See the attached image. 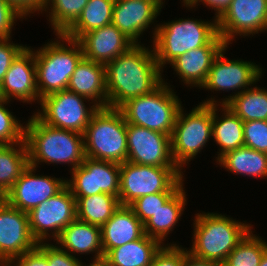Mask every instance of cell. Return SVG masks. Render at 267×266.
Wrapping results in <instances>:
<instances>
[{"label": "cell", "instance_id": "b9f144b4", "mask_svg": "<svg viewBox=\"0 0 267 266\" xmlns=\"http://www.w3.org/2000/svg\"><path fill=\"white\" fill-rule=\"evenodd\" d=\"M24 17L5 0H0V38H11V32L16 19Z\"/></svg>", "mask_w": 267, "mask_h": 266}, {"label": "cell", "instance_id": "f6af8a7d", "mask_svg": "<svg viewBox=\"0 0 267 266\" xmlns=\"http://www.w3.org/2000/svg\"><path fill=\"white\" fill-rule=\"evenodd\" d=\"M183 266H222L219 263L197 258L191 255L186 249V257L184 259Z\"/></svg>", "mask_w": 267, "mask_h": 266}, {"label": "cell", "instance_id": "7a4b0ae2", "mask_svg": "<svg viewBox=\"0 0 267 266\" xmlns=\"http://www.w3.org/2000/svg\"><path fill=\"white\" fill-rule=\"evenodd\" d=\"M24 140L28 150L29 165L69 164L72 171L85 159L83 134L51 127L35 114L25 124Z\"/></svg>", "mask_w": 267, "mask_h": 266}, {"label": "cell", "instance_id": "7dc6e473", "mask_svg": "<svg viewBox=\"0 0 267 266\" xmlns=\"http://www.w3.org/2000/svg\"><path fill=\"white\" fill-rule=\"evenodd\" d=\"M259 266H267V250L264 252Z\"/></svg>", "mask_w": 267, "mask_h": 266}, {"label": "cell", "instance_id": "5b68a950", "mask_svg": "<svg viewBox=\"0 0 267 266\" xmlns=\"http://www.w3.org/2000/svg\"><path fill=\"white\" fill-rule=\"evenodd\" d=\"M60 40L51 41L34 50L37 89L39 99L66 90L70 77L84 58L82 45L78 40L55 34ZM63 43H62V42ZM64 42L66 44H64Z\"/></svg>", "mask_w": 267, "mask_h": 266}, {"label": "cell", "instance_id": "ee69618b", "mask_svg": "<svg viewBox=\"0 0 267 266\" xmlns=\"http://www.w3.org/2000/svg\"><path fill=\"white\" fill-rule=\"evenodd\" d=\"M182 2L183 5L188 8H194L197 4L199 5V3L202 2L203 5L206 4V6H209L214 9V11H216L215 18H218L229 6L231 0H183Z\"/></svg>", "mask_w": 267, "mask_h": 266}, {"label": "cell", "instance_id": "8fae6325", "mask_svg": "<svg viewBox=\"0 0 267 266\" xmlns=\"http://www.w3.org/2000/svg\"><path fill=\"white\" fill-rule=\"evenodd\" d=\"M28 219L37 243H44L50 237L56 240L61 231L77 219L76 199L65 186L55 196L31 209Z\"/></svg>", "mask_w": 267, "mask_h": 266}, {"label": "cell", "instance_id": "836d02e7", "mask_svg": "<svg viewBox=\"0 0 267 266\" xmlns=\"http://www.w3.org/2000/svg\"><path fill=\"white\" fill-rule=\"evenodd\" d=\"M267 243L252 233V229L229 253L222 266H259Z\"/></svg>", "mask_w": 267, "mask_h": 266}, {"label": "cell", "instance_id": "3957f363", "mask_svg": "<svg viewBox=\"0 0 267 266\" xmlns=\"http://www.w3.org/2000/svg\"><path fill=\"white\" fill-rule=\"evenodd\" d=\"M152 37L155 59L161 69L190 50L205 45H227L218 34L217 18L211 22L179 18L157 24Z\"/></svg>", "mask_w": 267, "mask_h": 266}, {"label": "cell", "instance_id": "4316f807", "mask_svg": "<svg viewBox=\"0 0 267 266\" xmlns=\"http://www.w3.org/2000/svg\"><path fill=\"white\" fill-rule=\"evenodd\" d=\"M184 189L182 186L162 208L144 223V233L150 238L158 240L162 245L186 209L187 197Z\"/></svg>", "mask_w": 267, "mask_h": 266}, {"label": "cell", "instance_id": "f1b7e54d", "mask_svg": "<svg viewBox=\"0 0 267 266\" xmlns=\"http://www.w3.org/2000/svg\"><path fill=\"white\" fill-rule=\"evenodd\" d=\"M28 166L25 140L12 145H0V198L5 196Z\"/></svg>", "mask_w": 267, "mask_h": 266}, {"label": "cell", "instance_id": "f546056e", "mask_svg": "<svg viewBox=\"0 0 267 266\" xmlns=\"http://www.w3.org/2000/svg\"><path fill=\"white\" fill-rule=\"evenodd\" d=\"M115 0H89L77 21L64 33L73 40H79L94 29L112 24Z\"/></svg>", "mask_w": 267, "mask_h": 266}, {"label": "cell", "instance_id": "5bb4252c", "mask_svg": "<svg viewBox=\"0 0 267 266\" xmlns=\"http://www.w3.org/2000/svg\"><path fill=\"white\" fill-rule=\"evenodd\" d=\"M217 28L227 45L238 34L245 37L267 31V0H231L217 18Z\"/></svg>", "mask_w": 267, "mask_h": 266}, {"label": "cell", "instance_id": "d590c367", "mask_svg": "<svg viewBox=\"0 0 267 266\" xmlns=\"http://www.w3.org/2000/svg\"><path fill=\"white\" fill-rule=\"evenodd\" d=\"M176 192H157L137 198L129 206L144 224L155 212L162 208Z\"/></svg>", "mask_w": 267, "mask_h": 266}, {"label": "cell", "instance_id": "ac0fdd59", "mask_svg": "<svg viewBox=\"0 0 267 266\" xmlns=\"http://www.w3.org/2000/svg\"><path fill=\"white\" fill-rule=\"evenodd\" d=\"M0 96L7 101L15 98L23 103H31L36 100L40 103L35 56L30 46H26L12 61L4 80L0 84Z\"/></svg>", "mask_w": 267, "mask_h": 266}, {"label": "cell", "instance_id": "e575fe53", "mask_svg": "<svg viewBox=\"0 0 267 266\" xmlns=\"http://www.w3.org/2000/svg\"><path fill=\"white\" fill-rule=\"evenodd\" d=\"M8 103L10 101L0 98V145L24 141L25 126L5 107Z\"/></svg>", "mask_w": 267, "mask_h": 266}, {"label": "cell", "instance_id": "cb8c5ba5", "mask_svg": "<svg viewBox=\"0 0 267 266\" xmlns=\"http://www.w3.org/2000/svg\"><path fill=\"white\" fill-rule=\"evenodd\" d=\"M58 247L72 256L73 253L93 255L94 260L104 258L101 244V227L82 222L78 219L64 228L55 240Z\"/></svg>", "mask_w": 267, "mask_h": 266}, {"label": "cell", "instance_id": "4fadbf2b", "mask_svg": "<svg viewBox=\"0 0 267 266\" xmlns=\"http://www.w3.org/2000/svg\"><path fill=\"white\" fill-rule=\"evenodd\" d=\"M70 173L72 178L66 179V186L74 197L108 193L119 198V163L85 157L84 161Z\"/></svg>", "mask_w": 267, "mask_h": 266}, {"label": "cell", "instance_id": "9c48e42d", "mask_svg": "<svg viewBox=\"0 0 267 266\" xmlns=\"http://www.w3.org/2000/svg\"><path fill=\"white\" fill-rule=\"evenodd\" d=\"M183 172L178 167L120 164V205H130L137 198L157 192H177L183 186Z\"/></svg>", "mask_w": 267, "mask_h": 266}, {"label": "cell", "instance_id": "7c38bea8", "mask_svg": "<svg viewBox=\"0 0 267 266\" xmlns=\"http://www.w3.org/2000/svg\"><path fill=\"white\" fill-rule=\"evenodd\" d=\"M228 45L222 48L212 62L211 69L208 73L205 83L201 88L214 91H238L230 94L228 98H222L221 105H226L237 94L253 86L262 78V68L256 63L243 60H228L225 58V51ZM253 84V85H252ZM238 89V90H237Z\"/></svg>", "mask_w": 267, "mask_h": 266}, {"label": "cell", "instance_id": "d4e9b609", "mask_svg": "<svg viewBox=\"0 0 267 266\" xmlns=\"http://www.w3.org/2000/svg\"><path fill=\"white\" fill-rule=\"evenodd\" d=\"M218 104H213L212 137L219 145L218 160L225 153L244 146L243 121L226 105L221 106V117L217 116Z\"/></svg>", "mask_w": 267, "mask_h": 266}, {"label": "cell", "instance_id": "277c9868", "mask_svg": "<svg viewBox=\"0 0 267 266\" xmlns=\"http://www.w3.org/2000/svg\"><path fill=\"white\" fill-rule=\"evenodd\" d=\"M193 223L192 247L188 252L200 259L223 264L229 253L253 228L224 214L197 213Z\"/></svg>", "mask_w": 267, "mask_h": 266}, {"label": "cell", "instance_id": "6da1fadb", "mask_svg": "<svg viewBox=\"0 0 267 266\" xmlns=\"http://www.w3.org/2000/svg\"><path fill=\"white\" fill-rule=\"evenodd\" d=\"M134 44L105 65L107 107L119 108L129 99L149 94L164 80L154 51Z\"/></svg>", "mask_w": 267, "mask_h": 266}, {"label": "cell", "instance_id": "ffe728a7", "mask_svg": "<svg viewBox=\"0 0 267 266\" xmlns=\"http://www.w3.org/2000/svg\"><path fill=\"white\" fill-rule=\"evenodd\" d=\"M78 41L82 45L84 58L103 65L114 60L134 45L113 24L87 32Z\"/></svg>", "mask_w": 267, "mask_h": 266}, {"label": "cell", "instance_id": "30bf717a", "mask_svg": "<svg viewBox=\"0 0 267 266\" xmlns=\"http://www.w3.org/2000/svg\"><path fill=\"white\" fill-rule=\"evenodd\" d=\"M85 99L75 92L61 90L42 98L41 111L33 114L51 127L84 134L93 114L99 109L95 104L87 108Z\"/></svg>", "mask_w": 267, "mask_h": 266}, {"label": "cell", "instance_id": "e0dca14e", "mask_svg": "<svg viewBox=\"0 0 267 266\" xmlns=\"http://www.w3.org/2000/svg\"><path fill=\"white\" fill-rule=\"evenodd\" d=\"M36 169L29 165L5 194L3 199L10 206L28 213L66 186L63 178L35 175Z\"/></svg>", "mask_w": 267, "mask_h": 266}, {"label": "cell", "instance_id": "bcb514c9", "mask_svg": "<svg viewBox=\"0 0 267 266\" xmlns=\"http://www.w3.org/2000/svg\"><path fill=\"white\" fill-rule=\"evenodd\" d=\"M82 266L84 265L82 264ZM85 266H109V265L104 258H101V259L93 260L92 263H90L89 265H85Z\"/></svg>", "mask_w": 267, "mask_h": 266}, {"label": "cell", "instance_id": "d6a6232c", "mask_svg": "<svg viewBox=\"0 0 267 266\" xmlns=\"http://www.w3.org/2000/svg\"><path fill=\"white\" fill-rule=\"evenodd\" d=\"M88 1L89 0H46L43 11L48 12L49 9V22L52 25V30L56 32L55 34H64L80 17Z\"/></svg>", "mask_w": 267, "mask_h": 266}, {"label": "cell", "instance_id": "1f68e13d", "mask_svg": "<svg viewBox=\"0 0 267 266\" xmlns=\"http://www.w3.org/2000/svg\"><path fill=\"white\" fill-rule=\"evenodd\" d=\"M226 106L243 122L267 120V89L252 87L233 97Z\"/></svg>", "mask_w": 267, "mask_h": 266}, {"label": "cell", "instance_id": "d6986e66", "mask_svg": "<svg viewBox=\"0 0 267 266\" xmlns=\"http://www.w3.org/2000/svg\"><path fill=\"white\" fill-rule=\"evenodd\" d=\"M163 4V1L115 0L112 24L134 44H139L140 35L154 23Z\"/></svg>", "mask_w": 267, "mask_h": 266}, {"label": "cell", "instance_id": "484cf974", "mask_svg": "<svg viewBox=\"0 0 267 266\" xmlns=\"http://www.w3.org/2000/svg\"><path fill=\"white\" fill-rule=\"evenodd\" d=\"M161 243L144 234L140 239L111 249L104 259L109 266H151Z\"/></svg>", "mask_w": 267, "mask_h": 266}, {"label": "cell", "instance_id": "83f0119b", "mask_svg": "<svg viewBox=\"0 0 267 266\" xmlns=\"http://www.w3.org/2000/svg\"><path fill=\"white\" fill-rule=\"evenodd\" d=\"M217 162L236 175L267 178V154L245 146L225 153Z\"/></svg>", "mask_w": 267, "mask_h": 266}, {"label": "cell", "instance_id": "74e56055", "mask_svg": "<svg viewBox=\"0 0 267 266\" xmlns=\"http://www.w3.org/2000/svg\"><path fill=\"white\" fill-rule=\"evenodd\" d=\"M186 249L177 244H163L154 254L151 266H183Z\"/></svg>", "mask_w": 267, "mask_h": 266}, {"label": "cell", "instance_id": "44dd1931", "mask_svg": "<svg viewBox=\"0 0 267 266\" xmlns=\"http://www.w3.org/2000/svg\"><path fill=\"white\" fill-rule=\"evenodd\" d=\"M67 90L83 96L99 108L107 107L105 65L83 58L70 77Z\"/></svg>", "mask_w": 267, "mask_h": 266}, {"label": "cell", "instance_id": "f35d334b", "mask_svg": "<svg viewBox=\"0 0 267 266\" xmlns=\"http://www.w3.org/2000/svg\"><path fill=\"white\" fill-rule=\"evenodd\" d=\"M11 38H0V84L9 70L12 61L26 47L11 42Z\"/></svg>", "mask_w": 267, "mask_h": 266}, {"label": "cell", "instance_id": "603a6c76", "mask_svg": "<svg viewBox=\"0 0 267 266\" xmlns=\"http://www.w3.org/2000/svg\"><path fill=\"white\" fill-rule=\"evenodd\" d=\"M226 45H205L190 50L173 60L170 65L174 68L178 78L188 86L201 88L205 83L212 62Z\"/></svg>", "mask_w": 267, "mask_h": 266}, {"label": "cell", "instance_id": "8d00e7d4", "mask_svg": "<svg viewBox=\"0 0 267 266\" xmlns=\"http://www.w3.org/2000/svg\"><path fill=\"white\" fill-rule=\"evenodd\" d=\"M244 146L267 154V120L243 123Z\"/></svg>", "mask_w": 267, "mask_h": 266}, {"label": "cell", "instance_id": "ab89813d", "mask_svg": "<svg viewBox=\"0 0 267 266\" xmlns=\"http://www.w3.org/2000/svg\"><path fill=\"white\" fill-rule=\"evenodd\" d=\"M7 266H49L45 256V243H38L35 248L14 258Z\"/></svg>", "mask_w": 267, "mask_h": 266}, {"label": "cell", "instance_id": "7402d4cb", "mask_svg": "<svg viewBox=\"0 0 267 266\" xmlns=\"http://www.w3.org/2000/svg\"><path fill=\"white\" fill-rule=\"evenodd\" d=\"M144 224L129 205H120L112 217L101 227V244L104 256L116 247L140 239Z\"/></svg>", "mask_w": 267, "mask_h": 266}, {"label": "cell", "instance_id": "ba28073f", "mask_svg": "<svg viewBox=\"0 0 267 266\" xmlns=\"http://www.w3.org/2000/svg\"><path fill=\"white\" fill-rule=\"evenodd\" d=\"M213 104L220 105L211 97L188 114L180 108L170 136L172 159L180 170L206 147L212 137Z\"/></svg>", "mask_w": 267, "mask_h": 266}, {"label": "cell", "instance_id": "52a82bcc", "mask_svg": "<svg viewBox=\"0 0 267 266\" xmlns=\"http://www.w3.org/2000/svg\"><path fill=\"white\" fill-rule=\"evenodd\" d=\"M165 80L151 93L129 99L118 109L126 123L170 135L181 100ZM180 100V101H179Z\"/></svg>", "mask_w": 267, "mask_h": 266}, {"label": "cell", "instance_id": "8992f818", "mask_svg": "<svg viewBox=\"0 0 267 266\" xmlns=\"http://www.w3.org/2000/svg\"><path fill=\"white\" fill-rule=\"evenodd\" d=\"M83 137L85 157L119 164L127 161V123L118 108H99Z\"/></svg>", "mask_w": 267, "mask_h": 266}, {"label": "cell", "instance_id": "4dcf8cb0", "mask_svg": "<svg viewBox=\"0 0 267 266\" xmlns=\"http://www.w3.org/2000/svg\"><path fill=\"white\" fill-rule=\"evenodd\" d=\"M77 219L102 227L120 206L117 196L99 193L88 197H75Z\"/></svg>", "mask_w": 267, "mask_h": 266}, {"label": "cell", "instance_id": "60d3db41", "mask_svg": "<svg viewBox=\"0 0 267 266\" xmlns=\"http://www.w3.org/2000/svg\"><path fill=\"white\" fill-rule=\"evenodd\" d=\"M45 256L49 266H82L78 257L72 256L58 246L45 242Z\"/></svg>", "mask_w": 267, "mask_h": 266}, {"label": "cell", "instance_id": "9a60e30c", "mask_svg": "<svg viewBox=\"0 0 267 266\" xmlns=\"http://www.w3.org/2000/svg\"><path fill=\"white\" fill-rule=\"evenodd\" d=\"M127 148V161L133 164L177 167L170 135L127 123Z\"/></svg>", "mask_w": 267, "mask_h": 266}, {"label": "cell", "instance_id": "7bdbcfd3", "mask_svg": "<svg viewBox=\"0 0 267 266\" xmlns=\"http://www.w3.org/2000/svg\"><path fill=\"white\" fill-rule=\"evenodd\" d=\"M10 6H12L17 12H19L24 18L34 12L42 13L45 8L46 0H5Z\"/></svg>", "mask_w": 267, "mask_h": 266}, {"label": "cell", "instance_id": "c3c4849f", "mask_svg": "<svg viewBox=\"0 0 267 266\" xmlns=\"http://www.w3.org/2000/svg\"><path fill=\"white\" fill-rule=\"evenodd\" d=\"M0 266H7L1 258H0Z\"/></svg>", "mask_w": 267, "mask_h": 266}, {"label": "cell", "instance_id": "2e32d148", "mask_svg": "<svg viewBox=\"0 0 267 266\" xmlns=\"http://www.w3.org/2000/svg\"><path fill=\"white\" fill-rule=\"evenodd\" d=\"M37 245L30 231L28 213L0 198V258L8 265Z\"/></svg>", "mask_w": 267, "mask_h": 266}]
</instances>
